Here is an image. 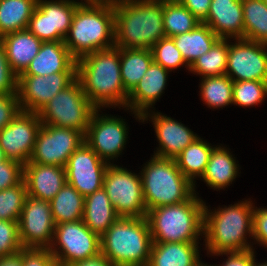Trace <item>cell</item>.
Instances as JSON below:
<instances>
[{"label": "cell", "mask_w": 267, "mask_h": 266, "mask_svg": "<svg viewBox=\"0 0 267 266\" xmlns=\"http://www.w3.org/2000/svg\"><path fill=\"white\" fill-rule=\"evenodd\" d=\"M206 202L202 243L206 256L253 249L254 201L247 197L213 209Z\"/></svg>", "instance_id": "1"}, {"label": "cell", "mask_w": 267, "mask_h": 266, "mask_svg": "<svg viewBox=\"0 0 267 266\" xmlns=\"http://www.w3.org/2000/svg\"><path fill=\"white\" fill-rule=\"evenodd\" d=\"M76 78L96 109L126 108L128 93L120 72V48L98 50L76 60Z\"/></svg>", "instance_id": "2"}, {"label": "cell", "mask_w": 267, "mask_h": 266, "mask_svg": "<svg viewBox=\"0 0 267 266\" xmlns=\"http://www.w3.org/2000/svg\"><path fill=\"white\" fill-rule=\"evenodd\" d=\"M163 8L155 0H113L115 47L151 49L166 36Z\"/></svg>", "instance_id": "3"}, {"label": "cell", "mask_w": 267, "mask_h": 266, "mask_svg": "<svg viewBox=\"0 0 267 266\" xmlns=\"http://www.w3.org/2000/svg\"><path fill=\"white\" fill-rule=\"evenodd\" d=\"M64 44L76 60L114 47L113 0H83L77 6Z\"/></svg>", "instance_id": "4"}, {"label": "cell", "mask_w": 267, "mask_h": 266, "mask_svg": "<svg viewBox=\"0 0 267 266\" xmlns=\"http://www.w3.org/2000/svg\"><path fill=\"white\" fill-rule=\"evenodd\" d=\"M202 198L195 192L180 204L148 210L146 219L152 242H201L205 208Z\"/></svg>", "instance_id": "5"}, {"label": "cell", "mask_w": 267, "mask_h": 266, "mask_svg": "<svg viewBox=\"0 0 267 266\" xmlns=\"http://www.w3.org/2000/svg\"><path fill=\"white\" fill-rule=\"evenodd\" d=\"M100 244L101 254L115 266H148L152 239L146 217H119Z\"/></svg>", "instance_id": "6"}, {"label": "cell", "mask_w": 267, "mask_h": 266, "mask_svg": "<svg viewBox=\"0 0 267 266\" xmlns=\"http://www.w3.org/2000/svg\"><path fill=\"white\" fill-rule=\"evenodd\" d=\"M138 169H141L139 172L147 211L180 204L195 193L194 185L182 174L172 158L152 154Z\"/></svg>", "instance_id": "7"}, {"label": "cell", "mask_w": 267, "mask_h": 266, "mask_svg": "<svg viewBox=\"0 0 267 266\" xmlns=\"http://www.w3.org/2000/svg\"><path fill=\"white\" fill-rule=\"evenodd\" d=\"M95 109L84 94L80 81L76 78L69 86L56 94L38 112V115L43 125L74 129L85 136Z\"/></svg>", "instance_id": "8"}, {"label": "cell", "mask_w": 267, "mask_h": 266, "mask_svg": "<svg viewBox=\"0 0 267 266\" xmlns=\"http://www.w3.org/2000/svg\"><path fill=\"white\" fill-rule=\"evenodd\" d=\"M102 110L105 111V109L94 110L84 141L103 161L116 164L118 157H122L126 152L130 125L125 117L103 113Z\"/></svg>", "instance_id": "9"}, {"label": "cell", "mask_w": 267, "mask_h": 266, "mask_svg": "<svg viewBox=\"0 0 267 266\" xmlns=\"http://www.w3.org/2000/svg\"><path fill=\"white\" fill-rule=\"evenodd\" d=\"M103 188L119 217H146L140 172L136 173L121 164H109Z\"/></svg>", "instance_id": "10"}, {"label": "cell", "mask_w": 267, "mask_h": 266, "mask_svg": "<svg viewBox=\"0 0 267 266\" xmlns=\"http://www.w3.org/2000/svg\"><path fill=\"white\" fill-rule=\"evenodd\" d=\"M100 245V236L92 232L81 219L55 225L48 249L54 256L56 266H69L99 255Z\"/></svg>", "instance_id": "11"}, {"label": "cell", "mask_w": 267, "mask_h": 266, "mask_svg": "<svg viewBox=\"0 0 267 266\" xmlns=\"http://www.w3.org/2000/svg\"><path fill=\"white\" fill-rule=\"evenodd\" d=\"M83 0H38L27 29L42 42L64 41Z\"/></svg>", "instance_id": "12"}, {"label": "cell", "mask_w": 267, "mask_h": 266, "mask_svg": "<svg viewBox=\"0 0 267 266\" xmlns=\"http://www.w3.org/2000/svg\"><path fill=\"white\" fill-rule=\"evenodd\" d=\"M82 143L84 135L77 130L42 124L29 161L65 167Z\"/></svg>", "instance_id": "13"}, {"label": "cell", "mask_w": 267, "mask_h": 266, "mask_svg": "<svg viewBox=\"0 0 267 266\" xmlns=\"http://www.w3.org/2000/svg\"><path fill=\"white\" fill-rule=\"evenodd\" d=\"M226 75L233 82H267V45L244 38L229 39Z\"/></svg>", "instance_id": "14"}, {"label": "cell", "mask_w": 267, "mask_h": 266, "mask_svg": "<svg viewBox=\"0 0 267 266\" xmlns=\"http://www.w3.org/2000/svg\"><path fill=\"white\" fill-rule=\"evenodd\" d=\"M148 121L154 128V135L158 142L152 154L158 157L174 159L200 137L188 127L189 125L186 126L181 120L167 116L156 109L145 112L141 116L142 124H147Z\"/></svg>", "instance_id": "15"}, {"label": "cell", "mask_w": 267, "mask_h": 266, "mask_svg": "<svg viewBox=\"0 0 267 266\" xmlns=\"http://www.w3.org/2000/svg\"><path fill=\"white\" fill-rule=\"evenodd\" d=\"M18 224L23 247L49 248L55 230L50 201L27 195Z\"/></svg>", "instance_id": "16"}, {"label": "cell", "mask_w": 267, "mask_h": 266, "mask_svg": "<svg viewBox=\"0 0 267 266\" xmlns=\"http://www.w3.org/2000/svg\"><path fill=\"white\" fill-rule=\"evenodd\" d=\"M76 79V72L19 75L17 96L21 111L38 113L56 94Z\"/></svg>", "instance_id": "17"}, {"label": "cell", "mask_w": 267, "mask_h": 266, "mask_svg": "<svg viewBox=\"0 0 267 266\" xmlns=\"http://www.w3.org/2000/svg\"><path fill=\"white\" fill-rule=\"evenodd\" d=\"M108 166L84 141L65 166L67 183L85 197L103 187Z\"/></svg>", "instance_id": "18"}, {"label": "cell", "mask_w": 267, "mask_h": 266, "mask_svg": "<svg viewBox=\"0 0 267 266\" xmlns=\"http://www.w3.org/2000/svg\"><path fill=\"white\" fill-rule=\"evenodd\" d=\"M42 126L38 113L20 111L0 131V147L8 159L28 163Z\"/></svg>", "instance_id": "19"}, {"label": "cell", "mask_w": 267, "mask_h": 266, "mask_svg": "<svg viewBox=\"0 0 267 266\" xmlns=\"http://www.w3.org/2000/svg\"><path fill=\"white\" fill-rule=\"evenodd\" d=\"M170 71L163 68L154 61L148 70L128 94L126 108L123 112L131 114L133 118L141 123V116L148 111L155 110L156 103L163 97L169 83Z\"/></svg>", "instance_id": "20"}, {"label": "cell", "mask_w": 267, "mask_h": 266, "mask_svg": "<svg viewBox=\"0 0 267 266\" xmlns=\"http://www.w3.org/2000/svg\"><path fill=\"white\" fill-rule=\"evenodd\" d=\"M23 180L27 195L51 201L67 183L66 170L62 166L28 162L23 166Z\"/></svg>", "instance_id": "21"}, {"label": "cell", "mask_w": 267, "mask_h": 266, "mask_svg": "<svg viewBox=\"0 0 267 266\" xmlns=\"http://www.w3.org/2000/svg\"><path fill=\"white\" fill-rule=\"evenodd\" d=\"M226 144H216L209 157L205 172L199 179L213 191L229 189L241 174L239 161ZM240 171V172H239ZM229 186V187H228Z\"/></svg>", "instance_id": "22"}, {"label": "cell", "mask_w": 267, "mask_h": 266, "mask_svg": "<svg viewBox=\"0 0 267 266\" xmlns=\"http://www.w3.org/2000/svg\"><path fill=\"white\" fill-rule=\"evenodd\" d=\"M222 39L244 38L242 0H212L202 21Z\"/></svg>", "instance_id": "23"}, {"label": "cell", "mask_w": 267, "mask_h": 266, "mask_svg": "<svg viewBox=\"0 0 267 266\" xmlns=\"http://www.w3.org/2000/svg\"><path fill=\"white\" fill-rule=\"evenodd\" d=\"M59 72H76V59L64 41L42 42L38 54L20 75L46 76Z\"/></svg>", "instance_id": "24"}, {"label": "cell", "mask_w": 267, "mask_h": 266, "mask_svg": "<svg viewBox=\"0 0 267 266\" xmlns=\"http://www.w3.org/2000/svg\"><path fill=\"white\" fill-rule=\"evenodd\" d=\"M201 243L152 242L148 266H195L204 251Z\"/></svg>", "instance_id": "25"}, {"label": "cell", "mask_w": 267, "mask_h": 266, "mask_svg": "<svg viewBox=\"0 0 267 266\" xmlns=\"http://www.w3.org/2000/svg\"><path fill=\"white\" fill-rule=\"evenodd\" d=\"M12 70L19 76L38 54L42 41L28 29L9 33L0 38Z\"/></svg>", "instance_id": "26"}, {"label": "cell", "mask_w": 267, "mask_h": 266, "mask_svg": "<svg viewBox=\"0 0 267 266\" xmlns=\"http://www.w3.org/2000/svg\"><path fill=\"white\" fill-rule=\"evenodd\" d=\"M118 218L103 187L85 196L82 220L92 232L101 237Z\"/></svg>", "instance_id": "27"}, {"label": "cell", "mask_w": 267, "mask_h": 266, "mask_svg": "<svg viewBox=\"0 0 267 266\" xmlns=\"http://www.w3.org/2000/svg\"><path fill=\"white\" fill-rule=\"evenodd\" d=\"M202 136L198 137L192 144L188 145L178 156L174 158L177 167L182 174L194 185V191L198 194L197 180L205 172L210 154L216 144H211L204 140Z\"/></svg>", "instance_id": "28"}, {"label": "cell", "mask_w": 267, "mask_h": 266, "mask_svg": "<svg viewBox=\"0 0 267 266\" xmlns=\"http://www.w3.org/2000/svg\"><path fill=\"white\" fill-rule=\"evenodd\" d=\"M185 62L191 64L208 52L220 39L214 31L201 22L193 30L172 37Z\"/></svg>", "instance_id": "29"}, {"label": "cell", "mask_w": 267, "mask_h": 266, "mask_svg": "<svg viewBox=\"0 0 267 266\" xmlns=\"http://www.w3.org/2000/svg\"><path fill=\"white\" fill-rule=\"evenodd\" d=\"M152 62L151 49L120 48V72L128 94L135 88Z\"/></svg>", "instance_id": "30"}, {"label": "cell", "mask_w": 267, "mask_h": 266, "mask_svg": "<svg viewBox=\"0 0 267 266\" xmlns=\"http://www.w3.org/2000/svg\"><path fill=\"white\" fill-rule=\"evenodd\" d=\"M199 98L204 106L215 111L233 104V81L229 76H207L199 79ZM215 109V110H214Z\"/></svg>", "instance_id": "31"}, {"label": "cell", "mask_w": 267, "mask_h": 266, "mask_svg": "<svg viewBox=\"0 0 267 266\" xmlns=\"http://www.w3.org/2000/svg\"><path fill=\"white\" fill-rule=\"evenodd\" d=\"M38 0H0V38L27 29Z\"/></svg>", "instance_id": "32"}, {"label": "cell", "mask_w": 267, "mask_h": 266, "mask_svg": "<svg viewBox=\"0 0 267 266\" xmlns=\"http://www.w3.org/2000/svg\"><path fill=\"white\" fill-rule=\"evenodd\" d=\"M85 197L66 183L50 201L55 225L79 221L83 218Z\"/></svg>", "instance_id": "33"}, {"label": "cell", "mask_w": 267, "mask_h": 266, "mask_svg": "<svg viewBox=\"0 0 267 266\" xmlns=\"http://www.w3.org/2000/svg\"><path fill=\"white\" fill-rule=\"evenodd\" d=\"M229 39L220 38L212 48L196 59L189 72L199 78L226 74Z\"/></svg>", "instance_id": "34"}, {"label": "cell", "mask_w": 267, "mask_h": 266, "mask_svg": "<svg viewBox=\"0 0 267 266\" xmlns=\"http://www.w3.org/2000/svg\"><path fill=\"white\" fill-rule=\"evenodd\" d=\"M244 39L267 45V5L264 0H242Z\"/></svg>", "instance_id": "35"}, {"label": "cell", "mask_w": 267, "mask_h": 266, "mask_svg": "<svg viewBox=\"0 0 267 266\" xmlns=\"http://www.w3.org/2000/svg\"><path fill=\"white\" fill-rule=\"evenodd\" d=\"M200 23L182 3L164 4L163 26L166 37L189 32Z\"/></svg>", "instance_id": "36"}, {"label": "cell", "mask_w": 267, "mask_h": 266, "mask_svg": "<svg viewBox=\"0 0 267 266\" xmlns=\"http://www.w3.org/2000/svg\"><path fill=\"white\" fill-rule=\"evenodd\" d=\"M267 98V82L246 80L233 83V104L240 108L260 106Z\"/></svg>", "instance_id": "37"}, {"label": "cell", "mask_w": 267, "mask_h": 266, "mask_svg": "<svg viewBox=\"0 0 267 266\" xmlns=\"http://www.w3.org/2000/svg\"><path fill=\"white\" fill-rule=\"evenodd\" d=\"M151 51L153 54V61L171 73H174L181 67L186 68V72L188 70L189 73V66L183 59L172 37H163L152 46Z\"/></svg>", "instance_id": "38"}, {"label": "cell", "mask_w": 267, "mask_h": 266, "mask_svg": "<svg viewBox=\"0 0 267 266\" xmlns=\"http://www.w3.org/2000/svg\"><path fill=\"white\" fill-rule=\"evenodd\" d=\"M27 190L24 180L0 191V220L19 222Z\"/></svg>", "instance_id": "39"}, {"label": "cell", "mask_w": 267, "mask_h": 266, "mask_svg": "<svg viewBox=\"0 0 267 266\" xmlns=\"http://www.w3.org/2000/svg\"><path fill=\"white\" fill-rule=\"evenodd\" d=\"M22 248L18 222L0 220V257L17 254Z\"/></svg>", "instance_id": "40"}, {"label": "cell", "mask_w": 267, "mask_h": 266, "mask_svg": "<svg viewBox=\"0 0 267 266\" xmlns=\"http://www.w3.org/2000/svg\"><path fill=\"white\" fill-rule=\"evenodd\" d=\"M252 232L253 249L257 250V246H262V248L267 251V206L258 207L255 200L253 210Z\"/></svg>", "instance_id": "41"}, {"label": "cell", "mask_w": 267, "mask_h": 266, "mask_svg": "<svg viewBox=\"0 0 267 266\" xmlns=\"http://www.w3.org/2000/svg\"><path fill=\"white\" fill-rule=\"evenodd\" d=\"M18 75L9 65L4 46L0 42V94H17Z\"/></svg>", "instance_id": "42"}, {"label": "cell", "mask_w": 267, "mask_h": 266, "mask_svg": "<svg viewBox=\"0 0 267 266\" xmlns=\"http://www.w3.org/2000/svg\"><path fill=\"white\" fill-rule=\"evenodd\" d=\"M23 166L21 162L8 158L0 162V191L16 186L23 180Z\"/></svg>", "instance_id": "43"}, {"label": "cell", "mask_w": 267, "mask_h": 266, "mask_svg": "<svg viewBox=\"0 0 267 266\" xmlns=\"http://www.w3.org/2000/svg\"><path fill=\"white\" fill-rule=\"evenodd\" d=\"M21 258L22 266H56L48 248L23 247Z\"/></svg>", "instance_id": "44"}, {"label": "cell", "mask_w": 267, "mask_h": 266, "mask_svg": "<svg viewBox=\"0 0 267 266\" xmlns=\"http://www.w3.org/2000/svg\"><path fill=\"white\" fill-rule=\"evenodd\" d=\"M257 251L254 249H250L247 251H241V252H226V253H218L215 255L207 256L212 258H221L219 264L216 263V266H254V263L256 260H258L256 257ZM225 257V258H224Z\"/></svg>", "instance_id": "45"}, {"label": "cell", "mask_w": 267, "mask_h": 266, "mask_svg": "<svg viewBox=\"0 0 267 266\" xmlns=\"http://www.w3.org/2000/svg\"><path fill=\"white\" fill-rule=\"evenodd\" d=\"M21 111L17 94H0V131Z\"/></svg>", "instance_id": "46"}, {"label": "cell", "mask_w": 267, "mask_h": 266, "mask_svg": "<svg viewBox=\"0 0 267 266\" xmlns=\"http://www.w3.org/2000/svg\"><path fill=\"white\" fill-rule=\"evenodd\" d=\"M212 0H184L182 4L201 22L208 16Z\"/></svg>", "instance_id": "47"}, {"label": "cell", "mask_w": 267, "mask_h": 266, "mask_svg": "<svg viewBox=\"0 0 267 266\" xmlns=\"http://www.w3.org/2000/svg\"><path fill=\"white\" fill-rule=\"evenodd\" d=\"M69 266H115L107 260L101 253L95 257L77 261Z\"/></svg>", "instance_id": "48"}, {"label": "cell", "mask_w": 267, "mask_h": 266, "mask_svg": "<svg viewBox=\"0 0 267 266\" xmlns=\"http://www.w3.org/2000/svg\"><path fill=\"white\" fill-rule=\"evenodd\" d=\"M0 266H22L21 251L14 255L0 257Z\"/></svg>", "instance_id": "49"}, {"label": "cell", "mask_w": 267, "mask_h": 266, "mask_svg": "<svg viewBox=\"0 0 267 266\" xmlns=\"http://www.w3.org/2000/svg\"><path fill=\"white\" fill-rule=\"evenodd\" d=\"M164 4L182 3L184 0H155Z\"/></svg>", "instance_id": "50"}, {"label": "cell", "mask_w": 267, "mask_h": 266, "mask_svg": "<svg viewBox=\"0 0 267 266\" xmlns=\"http://www.w3.org/2000/svg\"><path fill=\"white\" fill-rule=\"evenodd\" d=\"M195 266H216V264H210L207 263L205 260L203 261V259L201 258L196 264Z\"/></svg>", "instance_id": "51"}, {"label": "cell", "mask_w": 267, "mask_h": 266, "mask_svg": "<svg viewBox=\"0 0 267 266\" xmlns=\"http://www.w3.org/2000/svg\"><path fill=\"white\" fill-rule=\"evenodd\" d=\"M7 157L4 154L3 149L0 147V162L5 161Z\"/></svg>", "instance_id": "52"}, {"label": "cell", "mask_w": 267, "mask_h": 266, "mask_svg": "<svg viewBox=\"0 0 267 266\" xmlns=\"http://www.w3.org/2000/svg\"><path fill=\"white\" fill-rule=\"evenodd\" d=\"M264 262H258L257 260L254 263V266H267V260L265 261L263 259Z\"/></svg>", "instance_id": "53"}]
</instances>
